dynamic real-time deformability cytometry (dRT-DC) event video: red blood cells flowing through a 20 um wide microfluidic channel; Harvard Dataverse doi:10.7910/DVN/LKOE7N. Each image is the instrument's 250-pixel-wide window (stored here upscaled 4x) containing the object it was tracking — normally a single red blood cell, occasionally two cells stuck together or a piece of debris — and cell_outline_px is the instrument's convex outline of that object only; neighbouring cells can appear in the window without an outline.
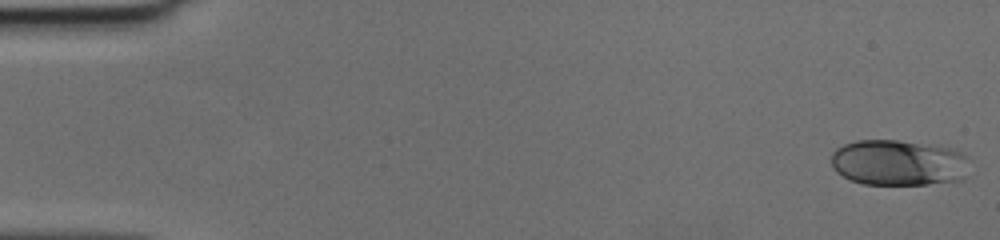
{"species": "human", "species_latin": "Homo sapiens", "temperature_condition": "cold", "stored_images_in_passage": 36, "camera_frame_rate_fps": 3000, "um_per_image_px": 0.085, "donor": {"sex": "female"}, "frame": {"image": 1, "passage_image": 1, "time_ms": 0.0, "image_size_px": [1000, 240], "cell_outline_px": [[964, 180], [928, 184], [864, 184], [852, 180], [836, 172], [832, 164], [832, 152], [836, 148], [844, 144], [856, 140], [896, 140], [948, 148], [964, 152]], "centroid_in_image_um": [76.31, 13.83], "position_along_channel_um": 8.7, "area_um2": 36.41}}
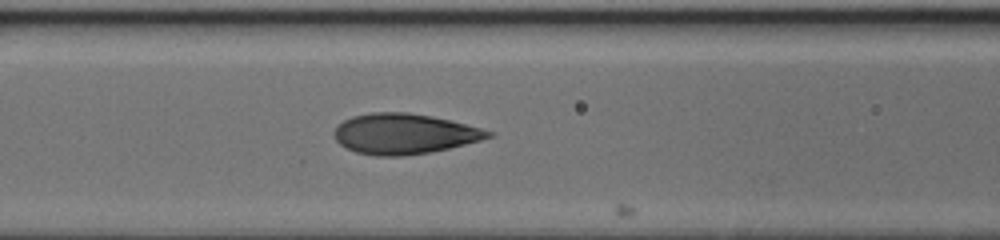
{"frame": {"image": 2, "passage_image": 21, "time_ms": 6.667, "image_size_px": [1000, 240], "cell_outline_px": [[496, 136], [432, 152], [404, 156], [376, 156], [356, 152], [340, 144], [336, 140], [332, 132], [344, 120], [352, 116], [372, 112], [408, 112], [432, 116], [496, 132]], "centroid_in_image_um": [34.36, 11.38], "position_along_channel_um": 132.2, "area_um2": 36.24}}
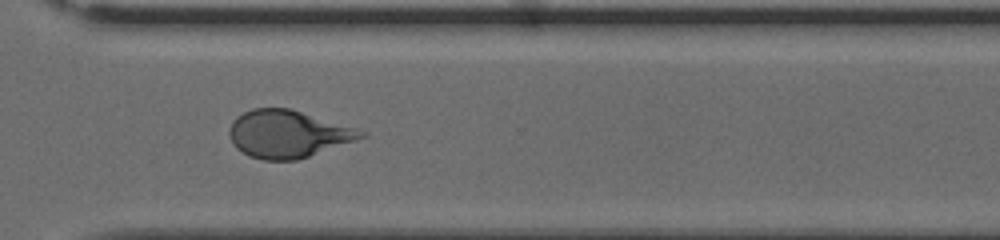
{"frame": {"image": 3, "passage_image": 36, "time_ms": 11.667, "image_size_px": [1000, 240], "cell_outline_px": [[368, 136], [296, 160], [264, 160], [248, 156], [236, 148], [232, 144], [228, 132], [228, 128], [232, 120], [236, 116], [252, 108], [288, 108], [356, 128], [368, 132]], "centroid_in_image_um": [24.42, 11.39], "position_along_channel_um": 346.2, "area_um2": 36.36}}